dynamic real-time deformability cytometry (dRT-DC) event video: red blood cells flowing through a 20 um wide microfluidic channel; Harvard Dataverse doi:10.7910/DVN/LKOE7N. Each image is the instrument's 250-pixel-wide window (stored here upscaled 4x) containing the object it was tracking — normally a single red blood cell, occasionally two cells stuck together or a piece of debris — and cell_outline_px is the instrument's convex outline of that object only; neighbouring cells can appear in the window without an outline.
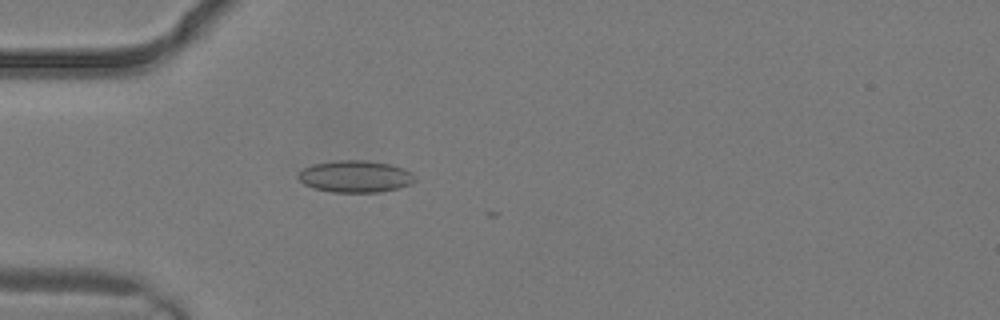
{"species": "common noctule bat (a hibernating species)", "species_latin": "Nyctalus noctula", "temperature_condition": "warm", "stored_images_in_passage": 2, "camera_frame_rate_fps": 3000, "um_per_image_px": 0.085, "animal": {"sex": "male", "body_mass_g": 19.2, "forearm_length_mm": 51.8}, "frame": {"image": 1, "passage_image": 2, "time_ms": 0.333, "image_size_px": [1000, 320], "cell_outline_px": [[416, 180], [412, 184], [400, 188], [380, 192], [332, 192], [316, 188], [304, 184], [296, 176], [304, 168], [312, 164], [336, 160], [368, 160], [392, 164], [404, 168], [412, 172], [416, 176]], "centroid_in_image_um": [30.26, 14.99], "position_along_channel_um": 54.7, "area_um2": 21.96}}